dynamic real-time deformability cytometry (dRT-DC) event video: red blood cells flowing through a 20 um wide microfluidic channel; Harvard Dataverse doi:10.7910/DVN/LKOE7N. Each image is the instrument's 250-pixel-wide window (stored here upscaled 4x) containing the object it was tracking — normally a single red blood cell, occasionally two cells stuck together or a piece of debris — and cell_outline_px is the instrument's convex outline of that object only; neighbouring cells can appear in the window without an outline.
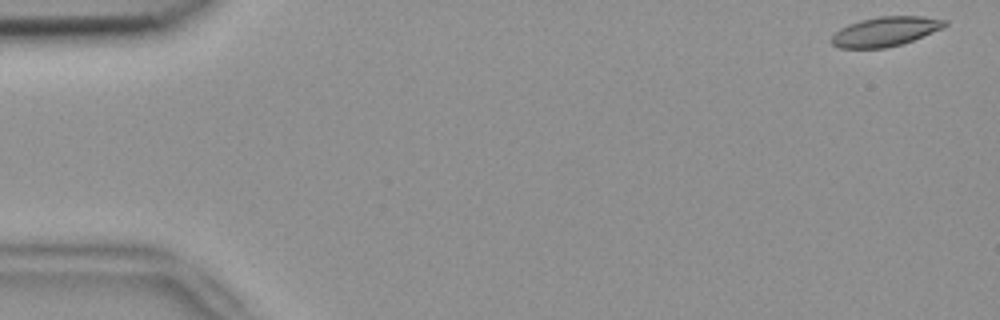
{"species": "common noctule bat (a hibernating species)", "species_latin": "Nyctalus noctula", "temperature_condition": "room temperature", "stored_images_in_passage": 52, "camera_frame_rate_fps": 3000, "um_per_image_px": 0.085, "animal": {"sex": "female", "body_mass_g": 18.4}, "frame": {"image": 1, "passage_image": 1, "time_ms": 0.0, "image_size_px": [1000, 320], "cell_outline_px": [[948, 24], [932, 32], [912, 40], [900, 44], [884, 48], [836, 48], [832, 44], [832, 36], [840, 28], [848, 24], [860, 20], [880, 16], [920, 16], [948, 20]], "centroid_in_image_um": [75.22, 2.67], "position_along_channel_um": 9.8, "area_um2": 19.25}}
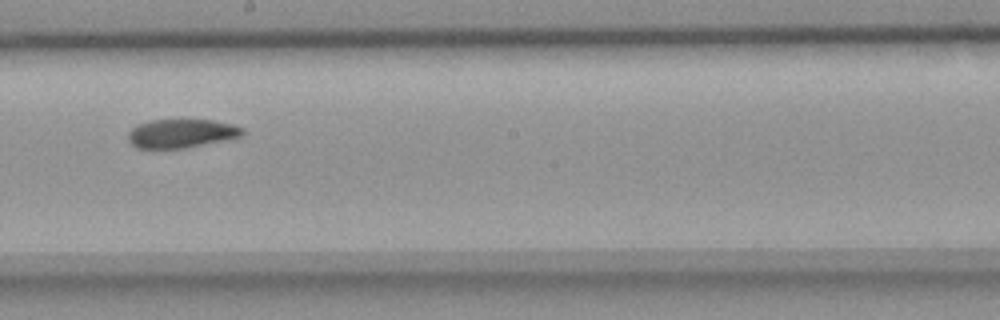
{"frame": {"image": 2, "passage_image": 29, "time_ms": 9.333, "image_size_px": [1000, 320], "cell_outline_px": [[244, 132], [240, 136], [184, 148], [136, 148], [128, 140], [128, 132], [136, 124], [148, 120], [212, 120], [232, 124], [244, 128]], "centroid_in_image_um": [15.36, 11.33], "position_along_channel_um": 232.8, "area_um2": 18.96}}
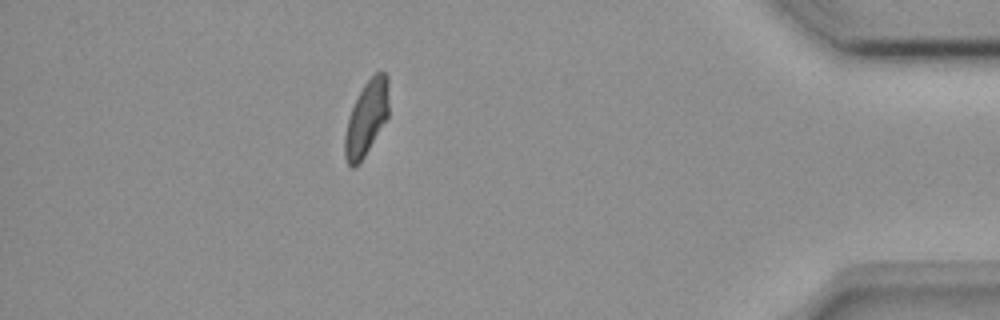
{"frame": {"image": 3, "passage_image": 46, "time_ms": 15.0, "image_size_px": [1000, 320], "cell_outline_px": [[388, 116], [364, 156], [356, 168], [352, 168], [348, 164], [344, 156], [344, 136], [348, 120], [352, 108], [364, 84], [376, 72], [384, 72], [388, 76]], "centroid_in_image_um": [31.14, 10.06], "position_along_channel_um": 404.1, "area_um2": 18.84}, "authors_computed_cell_mechanics": {"area_um2": 19.7676, "velocity_mm_per_s": 3.8284, "shape_relaxation_time_tau1_ms": 4.8109, "shape_relaxation_time_tau2_ms": 3.8246, "deformation_change_tau1": 0.1362, "deformation_change_tau2": 0.098}}